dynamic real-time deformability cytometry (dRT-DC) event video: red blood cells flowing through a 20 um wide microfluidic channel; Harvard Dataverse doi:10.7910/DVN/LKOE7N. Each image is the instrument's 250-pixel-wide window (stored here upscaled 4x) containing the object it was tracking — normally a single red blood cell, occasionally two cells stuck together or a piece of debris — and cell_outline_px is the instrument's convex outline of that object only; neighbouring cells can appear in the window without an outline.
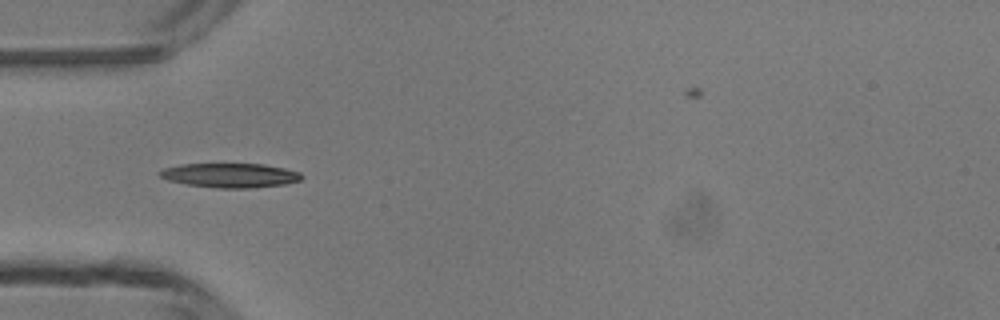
{"species": "common noctule bat (a hibernating species)", "species_latin": "Nyctalus noctula", "temperature_condition": "room temperature", "stored_images_in_passage": 4, "camera_frame_rate_fps": 3000, "um_per_image_px": 0.085, "animal": {"sex": "male", "body_mass_g": 13.3}, "frame": {"image": 1, "passage_image": 2, "time_ms": 0.333, "image_size_px": [1000, 320], "cell_outline_px": [[304, 176], [300, 180], [284, 184], [252, 188], [216, 188], [188, 184], [168, 180], [160, 176], [156, 172], [164, 168], [180, 164], [264, 164], [284, 168], [300, 172]], "centroid_in_image_um": [19.56, 14.9], "position_along_channel_um": 65.4, "area_um2": 20.11}}